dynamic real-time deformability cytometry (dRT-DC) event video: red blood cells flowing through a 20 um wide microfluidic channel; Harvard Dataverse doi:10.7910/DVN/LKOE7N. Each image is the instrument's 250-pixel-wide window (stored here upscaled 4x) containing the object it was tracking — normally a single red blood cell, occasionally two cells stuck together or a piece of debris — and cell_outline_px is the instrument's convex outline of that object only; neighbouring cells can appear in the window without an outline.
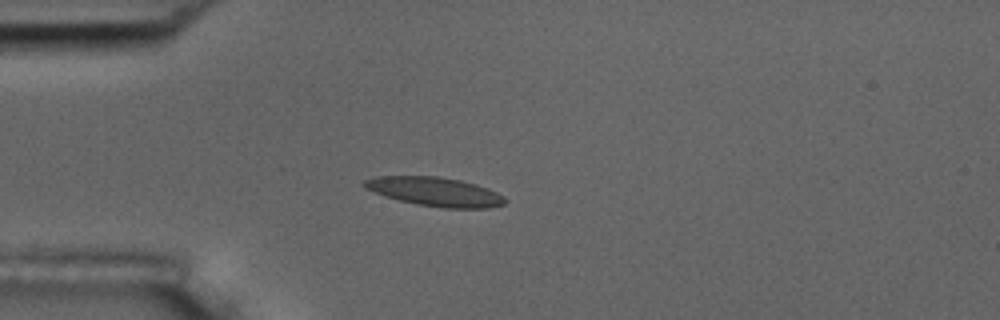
{"species": "common noctule bat (a hibernating species)", "species_latin": "Nyctalus noctula", "temperature_condition": "room temperature", "stored_images_in_passage": 6, "camera_frame_rate_fps": 3000, "um_per_image_px": 0.085, "animal": {"sex": "male", "body_mass_g": 17.5, "forearm_length_mm": 52.3}, "frame": {"image": 1, "passage_image": 4, "time_ms": 3.667, "image_size_px": [1000, 320], "cell_outline_px": [[508, 200], [504, 204], [488, 208], [444, 208], [416, 204], [400, 200], [364, 188], [360, 184], [364, 180], [376, 176], [436, 176], [460, 180], [476, 184], [488, 188], [504, 196]], "centroid_in_image_um": [36.99, 16.29], "position_along_channel_um": 48.0, "area_um2": 23.7}}